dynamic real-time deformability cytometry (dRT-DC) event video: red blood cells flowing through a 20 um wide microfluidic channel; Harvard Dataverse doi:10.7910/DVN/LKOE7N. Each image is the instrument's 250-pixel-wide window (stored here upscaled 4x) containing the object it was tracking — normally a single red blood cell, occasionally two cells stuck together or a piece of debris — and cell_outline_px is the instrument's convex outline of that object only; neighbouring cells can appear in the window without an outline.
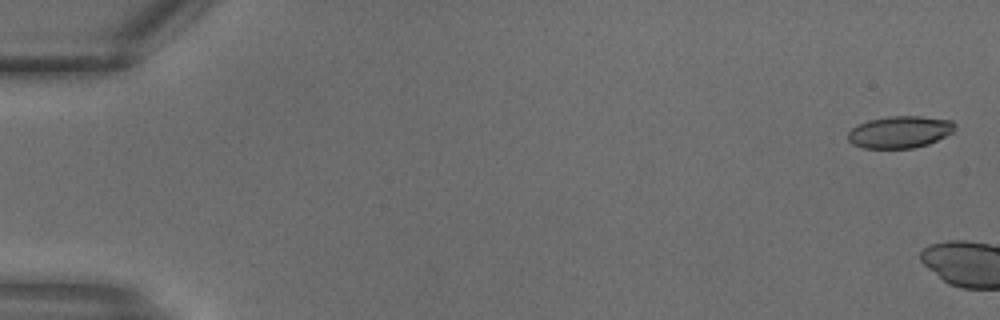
{"species": "common noctule bat (a hibernating species)", "species_latin": "Nyctalus noctula", "temperature_condition": "warm", "stored_images_in_passage": 3, "camera_frame_rate_fps": 3000, "um_per_image_px": 0.085, "animal": {"sex": "male", "body_mass_g": 18.8}, "frame": {"image": 1, "passage_image": 1, "time_ms": 0.0, "image_size_px": [1000, 320], "cell_outline_px": [[956, 124], [952, 132], [928, 144], [912, 148], [864, 148], [852, 144], [848, 140], [848, 132], [852, 128], [868, 120], [888, 116], [920, 116], [952, 120]], "centroid_in_image_um": [76.47, 11.21], "position_along_channel_um": 8.5, "area_um2": 19.83}}